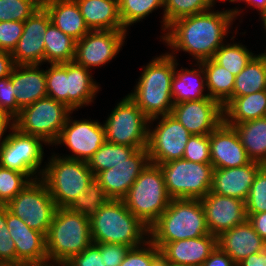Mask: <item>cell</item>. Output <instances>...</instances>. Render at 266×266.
Wrapping results in <instances>:
<instances>
[{
	"label": "cell",
	"mask_w": 266,
	"mask_h": 266,
	"mask_svg": "<svg viewBox=\"0 0 266 266\" xmlns=\"http://www.w3.org/2000/svg\"><path fill=\"white\" fill-rule=\"evenodd\" d=\"M242 12L243 9L241 11L238 7L217 12L211 8L196 15L185 16L169 24L166 33H162L160 38L169 46L172 52L168 54L173 57L183 51L189 53L196 63L212 59L224 44L225 37H228L229 29L232 28L230 26Z\"/></svg>",
	"instance_id": "cell-1"
},
{
	"label": "cell",
	"mask_w": 266,
	"mask_h": 266,
	"mask_svg": "<svg viewBox=\"0 0 266 266\" xmlns=\"http://www.w3.org/2000/svg\"><path fill=\"white\" fill-rule=\"evenodd\" d=\"M177 59L168 53L152 58L144 66L136 86L128 96L149 118L171 114L174 105L171 93Z\"/></svg>",
	"instance_id": "cell-2"
},
{
	"label": "cell",
	"mask_w": 266,
	"mask_h": 266,
	"mask_svg": "<svg viewBox=\"0 0 266 266\" xmlns=\"http://www.w3.org/2000/svg\"><path fill=\"white\" fill-rule=\"evenodd\" d=\"M90 228L93 243L121 244L133 248L149 239V229L122 200L106 201L90 218Z\"/></svg>",
	"instance_id": "cell-3"
},
{
	"label": "cell",
	"mask_w": 266,
	"mask_h": 266,
	"mask_svg": "<svg viewBox=\"0 0 266 266\" xmlns=\"http://www.w3.org/2000/svg\"><path fill=\"white\" fill-rule=\"evenodd\" d=\"M210 234L199 199H171L168 208L149 228L153 243H168Z\"/></svg>",
	"instance_id": "cell-4"
},
{
	"label": "cell",
	"mask_w": 266,
	"mask_h": 266,
	"mask_svg": "<svg viewBox=\"0 0 266 266\" xmlns=\"http://www.w3.org/2000/svg\"><path fill=\"white\" fill-rule=\"evenodd\" d=\"M93 243L90 218L57 208L46 235L48 262L65 264Z\"/></svg>",
	"instance_id": "cell-5"
},
{
	"label": "cell",
	"mask_w": 266,
	"mask_h": 266,
	"mask_svg": "<svg viewBox=\"0 0 266 266\" xmlns=\"http://www.w3.org/2000/svg\"><path fill=\"white\" fill-rule=\"evenodd\" d=\"M171 199L159 165L149 162L122 201L149 229L168 208Z\"/></svg>",
	"instance_id": "cell-6"
},
{
	"label": "cell",
	"mask_w": 266,
	"mask_h": 266,
	"mask_svg": "<svg viewBox=\"0 0 266 266\" xmlns=\"http://www.w3.org/2000/svg\"><path fill=\"white\" fill-rule=\"evenodd\" d=\"M41 179L48 187L57 208H68L94 179L88 163L53 153L45 164Z\"/></svg>",
	"instance_id": "cell-7"
},
{
	"label": "cell",
	"mask_w": 266,
	"mask_h": 266,
	"mask_svg": "<svg viewBox=\"0 0 266 266\" xmlns=\"http://www.w3.org/2000/svg\"><path fill=\"white\" fill-rule=\"evenodd\" d=\"M72 110L51 97H44L20 109L14 118L15 128L54 145Z\"/></svg>",
	"instance_id": "cell-8"
},
{
	"label": "cell",
	"mask_w": 266,
	"mask_h": 266,
	"mask_svg": "<svg viewBox=\"0 0 266 266\" xmlns=\"http://www.w3.org/2000/svg\"><path fill=\"white\" fill-rule=\"evenodd\" d=\"M172 199H202L211 189L214 167L184 159L158 164Z\"/></svg>",
	"instance_id": "cell-9"
},
{
	"label": "cell",
	"mask_w": 266,
	"mask_h": 266,
	"mask_svg": "<svg viewBox=\"0 0 266 266\" xmlns=\"http://www.w3.org/2000/svg\"><path fill=\"white\" fill-rule=\"evenodd\" d=\"M103 126L109 143L136 149L148 146L149 118L128 94L117 103Z\"/></svg>",
	"instance_id": "cell-10"
},
{
	"label": "cell",
	"mask_w": 266,
	"mask_h": 266,
	"mask_svg": "<svg viewBox=\"0 0 266 266\" xmlns=\"http://www.w3.org/2000/svg\"><path fill=\"white\" fill-rule=\"evenodd\" d=\"M6 207L25 221L28 227L45 235L57 209L47 185L41 178L32 180Z\"/></svg>",
	"instance_id": "cell-11"
},
{
	"label": "cell",
	"mask_w": 266,
	"mask_h": 266,
	"mask_svg": "<svg viewBox=\"0 0 266 266\" xmlns=\"http://www.w3.org/2000/svg\"><path fill=\"white\" fill-rule=\"evenodd\" d=\"M42 144L48 145L37 136L24 134L13 128L0 148V166L24 173L31 181L41 178L45 168V165L41 166L44 158Z\"/></svg>",
	"instance_id": "cell-12"
},
{
	"label": "cell",
	"mask_w": 266,
	"mask_h": 266,
	"mask_svg": "<svg viewBox=\"0 0 266 266\" xmlns=\"http://www.w3.org/2000/svg\"><path fill=\"white\" fill-rule=\"evenodd\" d=\"M154 121L157 122V126L152 130L150 125H153ZM191 135L171 114L149 119L147 149L150 163L158 165L183 159Z\"/></svg>",
	"instance_id": "cell-13"
},
{
	"label": "cell",
	"mask_w": 266,
	"mask_h": 266,
	"mask_svg": "<svg viewBox=\"0 0 266 266\" xmlns=\"http://www.w3.org/2000/svg\"><path fill=\"white\" fill-rule=\"evenodd\" d=\"M72 113L73 111L68 116L54 145L63 144L73 153L61 157L88 162L106 141L104 126L91 119L73 120Z\"/></svg>",
	"instance_id": "cell-14"
},
{
	"label": "cell",
	"mask_w": 266,
	"mask_h": 266,
	"mask_svg": "<svg viewBox=\"0 0 266 266\" xmlns=\"http://www.w3.org/2000/svg\"><path fill=\"white\" fill-rule=\"evenodd\" d=\"M127 30H90L76 41L74 61L91 71L109 63L124 46Z\"/></svg>",
	"instance_id": "cell-15"
},
{
	"label": "cell",
	"mask_w": 266,
	"mask_h": 266,
	"mask_svg": "<svg viewBox=\"0 0 266 266\" xmlns=\"http://www.w3.org/2000/svg\"><path fill=\"white\" fill-rule=\"evenodd\" d=\"M171 115L192 135H209L224 121L223 106L210 97L174 104Z\"/></svg>",
	"instance_id": "cell-16"
},
{
	"label": "cell",
	"mask_w": 266,
	"mask_h": 266,
	"mask_svg": "<svg viewBox=\"0 0 266 266\" xmlns=\"http://www.w3.org/2000/svg\"><path fill=\"white\" fill-rule=\"evenodd\" d=\"M149 162L148 149H137L126 161L97 173L94 178L108 199L122 200Z\"/></svg>",
	"instance_id": "cell-17"
},
{
	"label": "cell",
	"mask_w": 266,
	"mask_h": 266,
	"mask_svg": "<svg viewBox=\"0 0 266 266\" xmlns=\"http://www.w3.org/2000/svg\"><path fill=\"white\" fill-rule=\"evenodd\" d=\"M50 23V16L44 7L24 21L23 33L11 53L15 65L44 64V34Z\"/></svg>",
	"instance_id": "cell-18"
},
{
	"label": "cell",
	"mask_w": 266,
	"mask_h": 266,
	"mask_svg": "<svg viewBox=\"0 0 266 266\" xmlns=\"http://www.w3.org/2000/svg\"><path fill=\"white\" fill-rule=\"evenodd\" d=\"M210 234L218 236L247 219L245 201L209 192L200 199Z\"/></svg>",
	"instance_id": "cell-19"
},
{
	"label": "cell",
	"mask_w": 266,
	"mask_h": 266,
	"mask_svg": "<svg viewBox=\"0 0 266 266\" xmlns=\"http://www.w3.org/2000/svg\"><path fill=\"white\" fill-rule=\"evenodd\" d=\"M6 224L16 247V266L48 262L45 234L28 227L7 207Z\"/></svg>",
	"instance_id": "cell-20"
},
{
	"label": "cell",
	"mask_w": 266,
	"mask_h": 266,
	"mask_svg": "<svg viewBox=\"0 0 266 266\" xmlns=\"http://www.w3.org/2000/svg\"><path fill=\"white\" fill-rule=\"evenodd\" d=\"M161 260L172 266H202L217 247V236L208 234L168 243H154Z\"/></svg>",
	"instance_id": "cell-21"
},
{
	"label": "cell",
	"mask_w": 266,
	"mask_h": 266,
	"mask_svg": "<svg viewBox=\"0 0 266 266\" xmlns=\"http://www.w3.org/2000/svg\"><path fill=\"white\" fill-rule=\"evenodd\" d=\"M209 138L214 169L240 167L251 162L233 126L223 121L209 134Z\"/></svg>",
	"instance_id": "cell-22"
},
{
	"label": "cell",
	"mask_w": 266,
	"mask_h": 266,
	"mask_svg": "<svg viewBox=\"0 0 266 266\" xmlns=\"http://www.w3.org/2000/svg\"><path fill=\"white\" fill-rule=\"evenodd\" d=\"M263 166L251 161L240 167L214 169L210 192L246 201L255 176Z\"/></svg>",
	"instance_id": "cell-23"
},
{
	"label": "cell",
	"mask_w": 266,
	"mask_h": 266,
	"mask_svg": "<svg viewBox=\"0 0 266 266\" xmlns=\"http://www.w3.org/2000/svg\"><path fill=\"white\" fill-rule=\"evenodd\" d=\"M217 247L238 264L249 255L265 250L266 242L246 219L243 223L219 234Z\"/></svg>",
	"instance_id": "cell-24"
},
{
	"label": "cell",
	"mask_w": 266,
	"mask_h": 266,
	"mask_svg": "<svg viewBox=\"0 0 266 266\" xmlns=\"http://www.w3.org/2000/svg\"><path fill=\"white\" fill-rule=\"evenodd\" d=\"M41 65H15L10 80L20 108L47 96L46 74Z\"/></svg>",
	"instance_id": "cell-25"
},
{
	"label": "cell",
	"mask_w": 266,
	"mask_h": 266,
	"mask_svg": "<svg viewBox=\"0 0 266 266\" xmlns=\"http://www.w3.org/2000/svg\"><path fill=\"white\" fill-rule=\"evenodd\" d=\"M43 7L51 22L74 40H80L90 31L75 0H47Z\"/></svg>",
	"instance_id": "cell-26"
},
{
	"label": "cell",
	"mask_w": 266,
	"mask_h": 266,
	"mask_svg": "<svg viewBox=\"0 0 266 266\" xmlns=\"http://www.w3.org/2000/svg\"><path fill=\"white\" fill-rule=\"evenodd\" d=\"M91 73L92 71L75 61L67 62L68 107L72 111L94 102L95 95L101 89Z\"/></svg>",
	"instance_id": "cell-27"
},
{
	"label": "cell",
	"mask_w": 266,
	"mask_h": 266,
	"mask_svg": "<svg viewBox=\"0 0 266 266\" xmlns=\"http://www.w3.org/2000/svg\"><path fill=\"white\" fill-rule=\"evenodd\" d=\"M90 30H126L119 16L118 0H75Z\"/></svg>",
	"instance_id": "cell-28"
},
{
	"label": "cell",
	"mask_w": 266,
	"mask_h": 266,
	"mask_svg": "<svg viewBox=\"0 0 266 266\" xmlns=\"http://www.w3.org/2000/svg\"><path fill=\"white\" fill-rule=\"evenodd\" d=\"M196 64V65H195ZM197 68L188 69L181 67L178 70L176 64L175 74L172 79L171 93L174 104L185 101L205 99L208 93L206 90L205 72L200 63H195Z\"/></svg>",
	"instance_id": "cell-29"
},
{
	"label": "cell",
	"mask_w": 266,
	"mask_h": 266,
	"mask_svg": "<svg viewBox=\"0 0 266 266\" xmlns=\"http://www.w3.org/2000/svg\"><path fill=\"white\" fill-rule=\"evenodd\" d=\"M224 122L239 124L266 117V90L231 98L224 106Z\"/></svg>",
	"instance_id": "cell-30"
},
{
	"label": "cell",
	"mask_w": 266,
	"mask_h": 266,
	"mask_svg": "<svg viewBox=\"0 0 266 266\" xmlns=\"http://www.w3.org/2000/svg\"><path fill=\"white\" fill-rule=\"evenodd\" d=\"M233 126L251 161L266 165V117L246 121Z\"/></svg>",
	"instance_id": "cell-31"
},
{
	"label": "cell",
	"mask_w": 266,
	"mask_h": 266,
	"mask_svg": "<svg viewBox=\"0 0 266 266\" xmlns=\"http://www.w3.org/2000/svg\"><path fill=\"white\" fill-rule=\"evenodd\" d=\"M199 63L205 72L208 96L224 106L232 98L235 75L217 64L213 59Z\"/></svg>",
	"instance_id": "cell-32"
},
{
	"label": "cell",
	"mask_w": 266,
	"mask_h": 266,
	"mask_svg": "<svg viewBox=\"0 0 266 266\" xmlns=\"http://www.w3.org/2000/svg\"><path fill=\"white\" fill-rule=\"evenodd\" d=\"M76 40L63 33L52 22L44 34V63L58 64L75 59Z\"/></svg>",
	"instance_id": "cell-33"
},
{
	"label": "cell",
	"mask_w": 266,
	"mask_h": 266,
	"mask_svg": "<svg viewBox=\"0 0 266 266\" xmlns=\"http://www.w3.org/2000/svg\"><path fill=\"white\" fill-rule=\"evenodd\" d=\"M262 90H266V55L259 53L235 76L232 98Z\"/></svg>",
	"instance_id": "cell-34"
},
{
	"label": "cell",
	"mask_w": 266,
	"mask_h": 266,
	"mask_svg": "<svg viewBox=\"0 0 266 266\" xmlns=\"http://www.w3.org/2000/svg\"><path fill=\"white\" fill-rule=\"evenodd\" d=\"M136 150L135 147L112 144L105 141L87 163L95 176L99 172L113 168L120 162L126 161Z\"/></svg>",
	"instance_id": "cell-35"
},
{
	"label": "cell",
	"mask_w": 266,
	"mask_h": 266,
	"mask_svg": "<svg viewBox=\"0 0 266 266\" xmlns=\"http://www.w3.org/2000/svg\"><path fill=\"white\" fill-rule=\"evenodd\" d=\"M256 56L242 43H224L214 54L213 60L231 72L238 75Z\"/></svg>",
	"instance_id": "cell-36"
},
{
	"label": "cell",
	"mask_w": 266,
	"mask_h": 266,
	"mask_svg": "<svg viewBox=\"0 0 266 266\" xmlns=\"http://www.w3.org/2000/svg\"><path fill=\"white\" fill-rule=\"evenodd\" d=\"M213 7L210 0H164L161 30L165 33L166 27L175 20L205 12Z\"/></svg>",
	"instance_id": "cell-37"
},
{
	"label": "cell",
	"mask_w": 266,
	"mask_h": 266,
	"mask_svg": "<svg viewBox=\"0 0 266 266\" xmlns=\"http://www.w3.org/2000/svg\"><path fill=\"white\" fill-rule=\"evenodd\" d=\"M160 7L164 8V0H118L119 16L126 30Z\"/></svg>",
	"instance_id": "cell-38"
},
{
	"label": "cell",
	"mask_w": 266,
	"mask_h": 266,
	"mask_svg": "<svg viewBox=\"0 0 266 266\" xmlns=\"http://www.w3.org/2000/svg\"><path fill=\"white\" fill-rule=\"evenodd\" d=\"M109 199L105 195L103 188L94 178L88 185L85 192H81L75 201L68 207L70 211L84 214L91 218L100 207Z\"/></svg>",
	"instance_id": "cell-39"
},
{
	"label": "cell",
	"mask_w": 266,
	"mask_h": 266,
	"mask_svg": "<svg viewBox=\"0 0 266 266\" xmlns=\"http://www.w3.org/2000/svg\"><path fill=\"white\" fill-rule=\"evenodd\" d=\"M46 68L47 96L68 107L67 63L50 64Z\"/></svg>",
	"instance_id": "cell-40"
},
{
	"label": "cell",
	"mask_w": 266,
	"mask_h": 266,
	"mask_svg": "<svg viewBox=\"0 0 266 266\" xmlns=\"http://www.w3.org/2000/svg\"><path fill=\"white\" fill-rule=\"evenodd\" d=\"M30 182L24 173L0 166V206H6Z\"/></svg>",
	"instance_id": "cell-41"
},
{
	"label": "cell",
	"mask_w": 266,
	"mask_h": 266,
	"mask_svg": "<svg viewBox=\"0 0 266 266\" xmlns=\"http://www.w3.org/2000/svg\"><path fill=\"white\" fill-rule=\"evenodd\" d=\"M160 249L148 239L142 245L130 248L119 266H158Z\"/></svg>",
	"instance_id": "cell-42"
},
{
	"label": "cell",
	"mask_w": 266,
	"mask_h": 266,
	"mask_svg": "<svg viewBox=\"0 0 266 266\" xmlns=\"http://www.w3.org/2000/svg\"><path fill=\"white\" fill-rule=\"evenodd\" d=\"M39 8L33 0H0V22H24Z\"/></svg>",
	"instance_id": "cell-43"
},
{
	"label": "cell",
	"mask_w": 266,
	"mask_h": 266,
	"mask_svg": "<svg viewBox=\"0 0 266 266\" xmlns=\"http://www.w3.org/2000/svg\"><path fill=\"white\" fill-rule=\"evenodd\" d=\"M245 206L246 214L266 212V165L255 176Z\"/></svg>",
	"instance_id": "cell-44"
},
{
	"label": "cell",
	"mask_w": 266,
	"mask_h": 266,
	"mask_svg": "<svg viewBox=\"0 0 266 266\" xmlns=\"http://www.w3.org/2000/svg\"><path fill=\"white\" fill-rule=\"evenodd\" d=\"M183 159L202 164H211L209 135H191Z\"/></svg>",
	"instance_id": "cell-45"
},
{
	"label": "cell",
	"mask_w": 266,
	"mask_h": 266,
	"mask_svg": "<svg viewBox=\"0 0 266 266\" xmlns=\"http://www.w3.org/2000/svg\"><path fill=\"white\" fill-rule=\"evenodd\" d=\"M0 266H16V247L6 224V206H0Z\"/></svg>",
	"instance_id": "cell-46"
},
{
	"label": "cell",
	"mask_w": 266,
	"mask_h": 266,
	"mask_svg": "<svg viewBox=\"0 0 266 266\" xmlns=\"http://www.w3.org/2000/svg\"><path fill=\"white\" fill-rule=\"evenodd\" d=\"M24 29V22H0V50L12 53Z\"/></svg>",
	"instance_id": "cell-47"
},
{
	"label": "cell",
	"mask_w": 266,
	"mask_h": 266,
	"mask_svg": "<svg viewBox=\"0 0 266 266\" xmlns=\"http://www.w3.org/2000/svg\"><path fill=\"white\" fill-rule=\"evenodd\" d=\"M65 266H105L104 255L100 253V243H92L80 254L73 256Z\"/></svg>",
	"instance_id": "cell-48"
},
{
	"label": "cell",
	"mask_w": 266,
	"mask_h": 266,
	"mask_svg": "<svg viewBox=\"0 0 266 266\" xmlns=\"http://www.w3.org/2000/svg\"><path fill=\"white\" fill-rule=\"evenodd\" d=\"M20 109L14 96L13 84L10 80V76L0 79V110L7 112L15 118L19 114Z\"/></svg>",
	"instance_id": "cell-49"
},
{
	"label": "cell",
	"mask_w": 266,
	"mask_h": 266,
	"mask_svg": "<svg viewBox=\"0 0 266 266\" xmlns=\"http://www.w3.org/2000/svg\"><path fill=\"white\" fill-rule=\"evenodd\" d=\"M130 247L121 244L100 243V253L104 255L105 266H119Z\"/></svg>",
	"instance_id": "cell-50"
},
{
	"label": "cell",
	"mask_w": 266,
	"mask_h": 266,
	"mask_svg": "<svg viewBox=\"0 0 266 266\" xmlns=\"http://www.w3.org/2000/svg\"><path fill=\"white\" fill-rule=\"evenodd\" d=\"M202 266H238V264L228 254L216 247Z\"/></svg>",
	"instance_id": "cell-51"
},
{
	"label": "cell",
	"mask_w": 266,
	"mask_h": 266,
	"mask_svg": "<svg viewBox=\"0 0 266 266\" xmlns=\"http://www.w3.org/2000/svg\"><path fill=\"white\" fill-rule=\"evenodd\" d=\"M246 215L254 230L266 242V212Z\"/></svg>",
	"instance_id": "cell-52"
},
{
	"label": "cell",
	"mask_w": 266,
	"mask_h": 266,
	"mask_svg": "<svg viewBox=\"0 0 266 266\" xmlns=\"http://www.w3.org/2000/svg\"><path fill=\"white\" fill-rule=\"evenodd\" d=\"M8 128L10 130L15 128L14 118L7 112L0 110V148L8 139L9 134L4 136V134L7 133L6 131Z\"/></svg>",
	"instance_id": "cell-53"
},
{
	"label": "cell",
	"mask_w": 266,
	"mask_h": 266,
	"mask_svg": "<svg viewBox=\"0 0 266 266\" xmlns=\"http://www.w3.org/2000/svg\"><path fill=\"white\" fill-rule=\"evenodd\" d=\"M14 66L11 53L0 50V79L10 76Z\"/></svg>",
	"instance_id": "cell-54"
},
{
	"label": "cell",
	"mask_w": 266,
	"mask_h": 266,
	"mask_svg": "<svg viewBox=\"0 0 266 266\" xmlns=\"http://www.w3.org/2000/svg\"><path fill=\"white\" fill-rule=\"evenodd\" d=\"M238 266H266V249L249 255L238 263Z\"/></svg>",
	"instance_id": "cell-55"
},
{
	"label": "cell",
	"mask_w": 266,
	"mask_h": 266,
	"mask_svg": "<svg viewBox=\"0 0 266 266\" xmlns=\"http://www.w3.org/2000/svg\"><path fill=\"white\" fill-rule=\"evenodd\" d=\"M246 2L248 6H253L254 8L259 11V15L261 16L263 13L266 12V0H239V2Z\"/></svg>",
	"instance_id": "cell-56"
},
{
	"label": "cell",
	"mask_w": 266,
	"mask_h": 266,
	"mask_svg": "<svg viewBox=\"0 0 266 266\" xmlns=\"http://www.w3.org/2000/svg\"><path fill=\"white\" fill-rule=\"evenodd\" d=\"M21 266H65L64 264L54 263V262H45L40 264H23Z\"/></svg>",
	"instance_id": "cell-57"
},
{
	"label": "cell",
	"mask_w": 266,
	"mask_h": 266,
	"mask_svg": "<svg viewBox=\"0 0 266 266\" xmlns=\"http://www.w3.org/2000/svg\"><path fill=\"white\" fill-rule=\"evenodd\" d=\"M259 18H261V20H262V26H264L263 28H264V30H265V32H266V12L263 13ZM265 35H266V34H265ZM264 51H266V48H265Z\"/></svg>",
	"instance_id": "cell-58"
},
{
	"label": "cell",
	"mask_w": 266,
	"mask_h": 266,
	"mask_svg": "<svg viewBox=\"0 0 266 266\" xmlns=\"http://www.w3.org/2000/svg\"><path fill=\"white\" fill-rule=\"evenodd\" d=\"M216 1H220V2H221V1H225V2H226L227 0H210V2L212 3L213 6L217 3ZM228 1L231 2V3H232V2H233V3H234V2H237V3L239 2V0H228Z\"/></svg>",
	"instance_id": "cell-59"
},
{
	"label": "cell",
	"mask_w": 266,
	"mask_h": 266,
	"mask_svg": "<svg viewBox=\"0 0 266 266\" xmlns=\"http://www.w3.org/2000/svg\"><path fill=\"white\" fill-rule=\"evenodd\" d=\"M39 7H43L47 0H33Z\"/></svg>",
	"instance_id": "cell-60"
},
{
	"label": "cell",
	"mask_w": 266,
	"mask_h": 266,
	"mask_svg": "<svg viewBox=\"0 0 266 266\" xmlns=\"http://www.w3.org/2000/svg\"><path fill=\"white\" fill-rule=\"evenodd\" d=\"M158 266H172V265L166 264L165 262H163V261L161 260V262L159 263Z\"/></svg>",
	"instance_id": "cell-61"
}]
</instances>
